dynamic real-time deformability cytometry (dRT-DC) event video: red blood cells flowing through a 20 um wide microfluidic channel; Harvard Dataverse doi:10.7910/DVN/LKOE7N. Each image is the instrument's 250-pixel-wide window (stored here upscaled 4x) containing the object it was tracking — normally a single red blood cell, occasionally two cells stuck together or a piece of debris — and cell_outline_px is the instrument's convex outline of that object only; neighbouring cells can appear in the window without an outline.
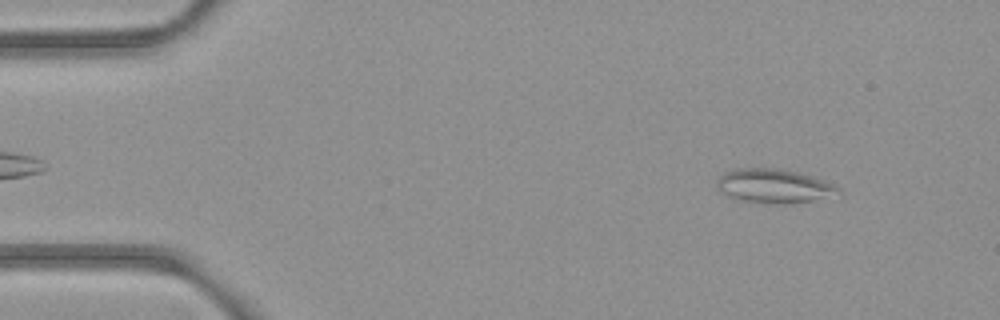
{"species": "common noctule bat (a hibernating species)", "species_latin": "Nyctalus noctula", "temperature_condition": "room temperature", "stored_images_in_passage": 52, "camera_frame_rate_fps": 3000, "um_per_image_px": 0.085, "animal": {"sex": "female", "body_mass_g": 21.9}, "frame": {"image": 1, "passage_image": 5, "time_ms": 1.333, "image_size_px": [1000, 320], "cell_outline_px": [[840, 188], [812, 200], [792, 204], [776, 204], [744, 200], [728, 196], [720, 192], [716, 184], [716, 180], [724, 172], [736, 168], [772, 168], [796, 172], [824, 180]], "centroid_in_image_um": [65.64, 15.79], "position_along_channel_um": 19.4, "area_um2": 23.29}}
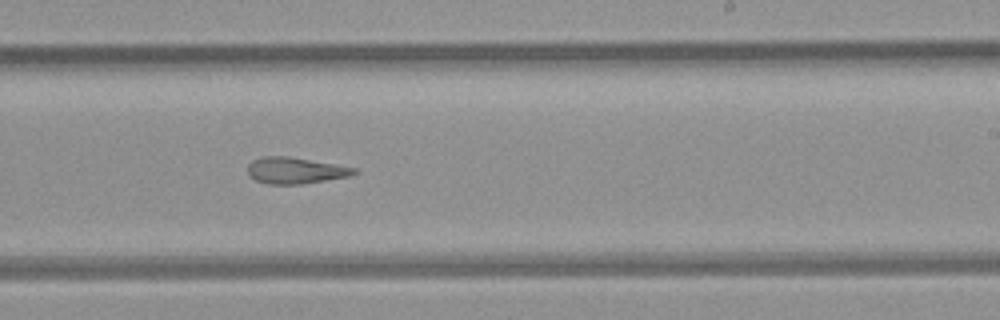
{"frame": {"image": 2, "passage_image": 31, "time_ms": 10.0, "image_size_px": [1000, 320], "cell_outline_px": [[356, 172], [348, 176], [304, 184], [268, 184], [256, 180], [248, 176], [248, 164], [252, 160], [264, 156], [288, 156], [356, 168]], "centroid_in_image_um": [25.04, 14.49], "position_along_channel_um": 264.0, "area_um2": 16.18}}
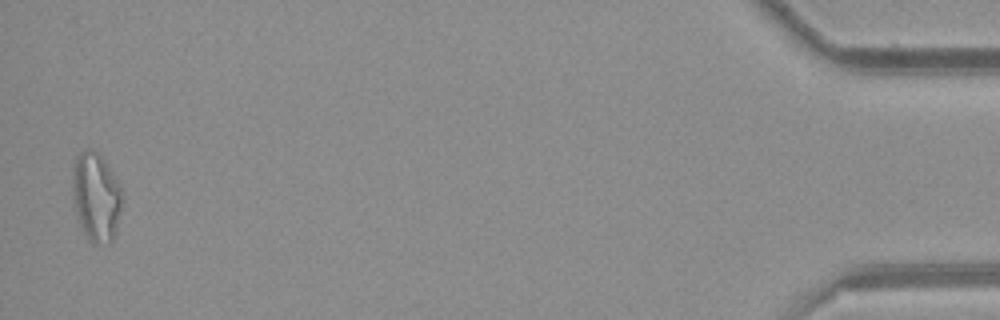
{"frame": {"image": 3, "passage_image": 51, "time_ms": 16.667, "image_size_px": [1000, 320], "cell_outline_px": [[120, 208], [112, 240], [96, 244], [92, 244], [88, 240], [80, 224], [72, 196], [72, 176], [76, 156], [80, 152], [88, 148], [92, 148], [104, 160], [120, 184]], "centroid_in_image_um": [8.12, 16.7], "position_along_channel_um": 427.1, "area_um2": 25.09}, "authors_computed_cell_mechanics": {"area_um2": 19.7098, "velocity_mm_per_s": 3.9281, "shape_relaxation_time_tau1_ms": null, "shape_relaxation_time_tau2_ms": 5.8546, "deformation_change_tau1": null, "deformation_change_tau2": 0.1702}}